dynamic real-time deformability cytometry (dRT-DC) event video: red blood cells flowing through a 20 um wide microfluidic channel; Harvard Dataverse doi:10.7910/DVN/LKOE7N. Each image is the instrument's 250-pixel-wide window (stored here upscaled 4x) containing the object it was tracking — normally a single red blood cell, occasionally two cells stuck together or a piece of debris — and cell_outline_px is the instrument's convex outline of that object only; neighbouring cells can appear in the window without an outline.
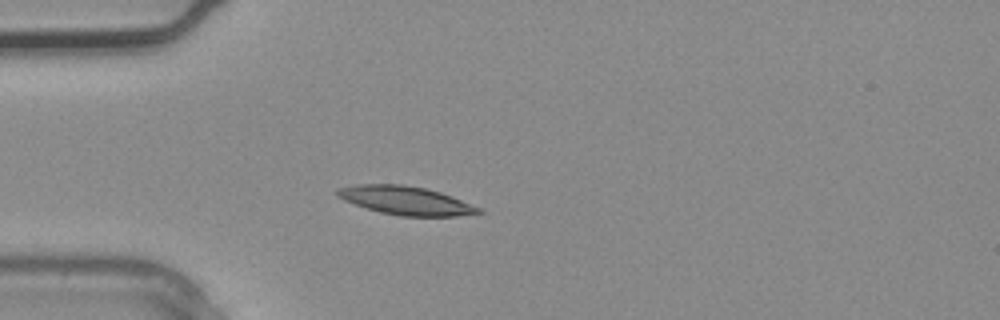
{"species": "common noctule bat (a hibernating species)", "species_latin": "Nyctalus noctula", "temperature_condition": "warm", "stored_images_in_passage": 3, "camera_frame_rate_fps": 3000, "um_per_image_px": 0.085, "animal": {"sex": "male", "body_mass_g": 20.4}, "frame": {"image": 1, "passage_image": 3, "time_ms": 0.667, "image_size_px": [1000, 320], "cell_outline_px": [[484, 212], [456, 216], [400, 216], [380, 212], [344, 200], [336, 196], [336, 188], [356, 184], [404, 184], [424, 188], [440, 192], [452, 196], [480, 208]], "centroid_in_image_um": [34.46, 17.03], "position_along_channel_um": 50.5, "area_um2": 23.35}}